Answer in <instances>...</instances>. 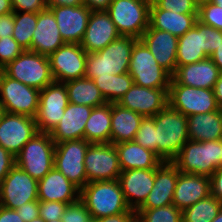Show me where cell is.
I'll return each instance as SVG.
<instances>
[{"mask_svg": "<svg viewBox=\"0 0 222 222\" xmlns=\"http://www.w3.org/2000/svg\"><path fill=\"white\" fill-rule=\"evenodd\" d=\"M157 155L171 162L189 140L187 116L167 104L154 116Z\"/></svg>", "mask_w": 222, "mask_h": 222, "instance_id": "obj_1", "label": "cell"}, {"mask_svg": "<svg viewBox=\"0 0 222 222\" xmlns=\"http://www.w3.org/2000/svg\"><path fill=\"white\" fill-rule=\"evenodd\" d=\"M138 40L130 36H120L102 50L88 53L84 77L93 80L97 76L127 73L132 49Z\"/></svg>", "mask_w": 222, "mask_h": 222, "instance_id": "obj_2", "label": "cell"}, {"mask_svg": "<svg viewBox=\"0 0 222 222\" xmlns=\"http://www.w3.org/2000/svg\"><path fill=\"white\" fill-rule=\"evenodd\" d=\"M80 200L91 213L92 219L127 212V205L119 180L87 183L80 190Z\"/></svg>", "mask_w": 222, "mask_h": 222, "instance_id": "obj_3", "label": "cell"}, {"mask_svg": "<svg viewBox=\"0 0 222 222\" xmlns=\"http://www.w3.org/2000/svg\"><path fill=\"white\" fill-rule=\"evenodd\" d=\"M220 140H188L171 161L182 173L210 177L219 167Z\"/></svg>", "mask_w": 222, "mask_h": 222, "instance_id": "obj_4", "label": "cell"}, {"mask_svg": "<svg viewBox=\"0 0 222 222\" xmlns=\"http://www.w3.org/2000/svg\"><path fill=\"white\" fill-rule=\"evenodd\" d=\"M55 147L50 133L38 132L15 157L16 165L39 181L54 167Z\"/></svg>", "mask_w": 222, "mask_h": 222, "instance_id": "obj_5", "label": "cell"}, {"mask_svg": "<svg viewBox=\"0 0 222 222\" xmlns=\"http://www.w3.org/2000/svg\"><path fill=\"white\" fill-rule=\"evenodd\" d=\"M1 71L10 78L39 90L54 82L48 56L31 50H24Z\"/></svg>", "mask_w": 222, "mask_h": 222, "instance_id": "obj_6", "label": "cell"}, {"mask_svg": "<svg viewBox=\"0 0 222 222\" xmlns=\"http://www.w3.org/2000/svg\"><path fill=\"white\" fill-rule=\"evenodd\" d=\"M151 0H113L106 10L121 36L140 39L149 27Z\"/></svg>", "mask_w": 222, "mask_h": 222, "instance_id": "obj_7", "label": "cell"}, {"mask_svg": "<svg viewBox=\"0 0 222 222\" xmlns=\"http://www.w3.org/2000/svg\"><path fill=\"white\" fill-rule=\"evenodd\" d=\"M128 73L134 84L146 88H169L172 78L140 39L132 49Z\"/></svg>", "mask_w": 222, "mask_h": 222, "instance_id": "obj_8", "label": "cell"}, {"mask_svg": "<svg viewBox=\"0 0 222 222\" xmlns=\"http://www.w3.org/2000/svg\"><path fill=\"white\" fill-rule=\"evenodd\" d=\"M168 104L185 116L219 110L213 89L179 84L173 77L168 91Z\"/></svg>", "mask_w": 222, "mask_h": 222, "instance_id": "obj_9", "label": "cell"}, {"mask_svg": "<svg viewBox=\"0 0 222 222\" xmlns=\"http://www.w3.org/2000/svg\"><path fill=\"white\" fill-rule=\"evenodd\" d=\"M40 90L14 80L0 70V103L6 112L35 118Z\"/></svg>", "mask_w": 222, "mask_h": 222, "instance_id": "obj_10", "label": "cell"}, {"mask_svg": "<svg viewBox=\"0 0 222 222\" xmlns=\"http://www.w3.org/2000/svg\"><path fill=\"white\" fill-rule=\"evenodd\" d=\"M90 144L76 139L56 143L55 147L54 167L80 190L87 184L84 158Z\"/></svg>", "mask_w": 222, "mask_h": 222, "instance_id": "obj_11", "label": "cell"}, {"mask_svg": "<svg viewBox=\"0 0 222 222\" xmlns=\"http://www.w3.org/2000/svg\"><path fill=\"white\" fill-rule=\"evenodd\" d=\"M87 183L117 180L122 172L115 144L91 143L84 158Z\"/></svg>", "mask_w": 222, "mask_h": 222, "instance_id": "obj_12", "label": "cell"}, {"mask_svg": "<svg viewBox=\"0 0 222 222\" xmlns=\"http://www.w3.org/2000/svg\"><path fill=\"white\" fill-rule=\"evenodd\" d=\"M68 104L69 99L64 83L54 81L40 90L35 117L38 131L51 133L63 117Z\"/></svg>", "mask_w": 222, "mask_h": 222, "instance_id": "obj_13", "label": "cell"}, {"mask_svg": "<svg viewBox=\"0 0 222 222\" xmlns=\"http://www.w3.org/2000/svg\"><path fill=\"white\" fill-rule=\"evenodd\" d=\"M37 187L38 181L15 165L0 183V205L16 210L38 200Z\"/></svg>", "mask_w": 222, "mask_h": 222, "instance_id": "obj_14", "label": "cell"}, {"mask_svg": "<svg viewBox=\"0 0 222 222\" xmlns=\"http://www.w3.org/2000/svg\"><path fill=\"white\" fill-rule=\"evenodd\" d=\"M87 52L78 43H65L48 58L55 82L65 83L83 78L86 71Z\"/></svg>", "mask_w": 222, "mask_h": 222, "instance_id": "obj_15", "label": "cell"}, {"mask_svg": "<svg viewBox=\"0 0 222 222\" xmlns=\"http://www.w3.org/2000/svg\"><path fill=\"white\" fill-rule=\"evenodd\" d=\"M38 132L35 118L6 112L0 122V146L16 157Z\"/></svg>", "mask_w": 222, "mask_h": 222, "instance_id": "obj_16", "label": "cell"}, {"mask_svg": "<svg viewBox=\"0 0 222 222\" xmlns=\"http://www.w3.org/2000/svg\"><path fill=\"white\" fill-rule=\"evenodd\" d=\"M169 88H146L133 84L117 104L144 117L155 116L168 104Z\"/></svg>", "mask_w": 222, "mask_h": 222, "instance_id": "obj_17", "label": "cell"}, {"mask_svg": "<svg viewBox=\"0 0 222 222\" xmlns=\"http://www.w3.org/2000/svg\"><path fill=\"white\" fill-rule=\"evenodd\" d=\"M47 8L55 16L60 35L64 42L80 44L88 25L91 10L85 5Z\"/></svg>", "mask_w": 222, "mask_h": 222, "instance_id": "obj_18", "label": "cell"}, {"mask_svg": "<svg viewBox=\"0 0 222 222\" xmlns=\"http://www.w3.org/2000/svg\"><path fill=\"white\" fill-rule=\"evenodd\" d=\"M125 201L130 209L137 211L147 199L155 180V169L124 170L119 175Z\"/></svg>", "mask_w": 222, "mask_h": 222, "instance_id": "obj_19", "label": "cell"}, {"mask_svg": "<svg viewBox=\"0 0 222 222\" xmlns=\"http://www.w3.org/2000/svg\"><path fill=\"white\" fill-rule=\"evenodd\" d=\"M120 36L107 11H91L80 45L87 53H95Z\"/></svg>", "mask_w": 222, "mask_h": 222, "instance_id": "obj_20", "label": "cell"}, {"mask_svg": "<svg viewBox=\"0 0 222 222\" xmlns=\"http://www.w3.org/2000/svg\"><path fill=\"white\" fill-rule=\"evenodd\" d=\"M140 40L148 47L158 64L173 76L177 69L178 37L163 30L148 27Z\"/></svg>", "mask_w": 222, "mask_h": 222, "instance_id": "obj_21", "label": "cell"}, {"mask_svg": "<svg viewBox=\"0 0 222 222\" xmlns=\"http://www.w3.org/2000/svg\"><path fill=\"white\" fill-rule=\"evenodd\" d=\"M179 172L172 162H162L155 169L153 188L139 209H153L173 204V194Z\"/></svg>", "mask_w": 222, "mask_h": 222, "instance_id": "obj_22", "label": "cell"}, {"mask_svg": "<svg viewBox=\"0 0 222 222\" xmlns=\"http://www.w3.org/2000/svg\"><path fill=\"white\" fill-rule=\"evenodd\" d=\"M38 200L72 204L80 199V189L53 167L38 181Z\"/></svg>", "mask_w": 222, "mask_h": 222, "instance_id": "obj_23", "label": "cell"}, {"mask_svg": "<svg viewBox=\"0 0 222 222\" xmlns=\"http://www.w3.org/2000/svg\"><path fill=\"white\" fill-rule=\"evenodd\" d=\"M64 44L52 11L46 8L37 13V24L32 36L31 51L49 57Z\"/></svg>", "mask_w": 222, "mask_h": 222, "instance_id": "obj_24", "label": "cell"}, {"mask_svg": "<svg viewBox=\"0 0 222 222\" xmlns=\"http://www.w3.org/2000/svg\"><path fill=\"white\" fill-rule=\"evenodd\" d=\"M211 195L210 177L179 172L173 204L181 211Z\"/></svg>", "mask_w": 222, "mask_h": 222, "instance_id": "obj_25", "label": "cell"}, {"mask_svg": "<svg viewBox=\"0 0 222 222\" xmlns=\"http://www.w3.org/2000/svg\"><path fill=\"white\" fill-rule=\"evenodd\" d=\"M93 107L70 103L64 115L50 133L54 143L84 139V129Z\"/></svg>", "mask_w": 222, "mask_h": 222, "instance_id": "obj_26", "label": "cell"}, {"mask_svg": "<svg viewBox=\"0 0 222 222\" xmlns=\"http://www.w3.org/2000/svg\"><path fill=\"white\" fill-rule=\"evenodd\" d=\"M220 70L208 57L197 63L179 66L172 76L179 84L203 89H213Z\"/></svg>", "mask_w": 222, "mask_h": 222, "instance_id": "obj_27", "label": "cell"}, {"mask_svg": "<svg viewBox=\"0 0 222 222\" xmlns=\"http://www.w3.org/2000/svg\"><path fill=\"white\" fill-rule=\"evenodd\" d=\"M198 14H179L162 10L152 1L149 9V27L163 30L177 37L183 36L194 25Z\"/></svg>", "mask_w": 222, "mask_h": 222, "instance_id": "obj_28", "label": "cell"}, {"mask_svg": "<svg viewBox=\"0 0 222 222\" xmlns=\"http://www.w3.org/2000/svg\"><path fill=\"white\" fill-rule=\"evenodd\" d=\"M142 115L117 103H111L110 143L118 144L133 141L143 120Z\"/></svg>", "mask_w": 222, "mask_h": 222, "instance_id": "obj_29", "label": "cell"}, {"mask_svg": "<svg viewBox=\"0 0 222 222\" xmlns=\"http://www.w3.org/2000/svg\"><path fill=\"white\" fill-rule=\"evenodd\" d=\"M122 171L131 169H156L163 161L153 151L145 149L134 140L115 144Z\"/></svg>", "mask_w": 222, "mask_h": 222, "instance_id": "obj_30", "label": "cell"}, {"mask_svg": "<svg viewBox=\"0 0 222 222\" xmlns=\"http://www.w3.org/2000/svg\"><path fill=\"white\" fill-rule=\"evenodd\" d=\"M189 140L202 142L222 138V109L187 116Z\"/></svg>", "mask_w": 222, "mask_h": 222, "instance_id": "obj_31", "label": "cell"}, {"mask_svg": "<svg viewBox=\"0 0 222 222\" xmlns=\"http://www.w3.org/2000/svg\"><path fill=\"white\" fill-rule=\"evenodd\" d=\"M208 56L203 51L202 23L196 21L195 25L183 36L178 37L176 54L177 68L179 66L197 63Z\"/></svg>", "mask_w": 222, "mask_h": 222, "instance_id": "obj_32", "label": "cell"}, {"mask_svg": "<svg viewBox=\"0 0 222 222\" xmlns=\"http://www.w3.org/2000/svg\"><path fill=\"white\" fill-rule=\"evenodd\" d=\"M111 136V103L93 107L88 118L84 139L90 143H110Z\"/></svg>", "mask_w": 222, "mask_h": 222, "instance_id": "obj_33", "label": "cell"}, {"mask_svg": "<svg viewBox=\"0 0 222 222\" xmlns=\"http://www.w3.org/2000/svg\"><path fill=\"white\" fill-rule=\"evenodd\" d=\"M70 103L99 107L107 103L92 79L79 78L64 83Z\"/></svg>", "mask_w": 222, "mask_h": 222, "instance_id": "obj_34", "label": "cell"}, {"mask_svg": "<svg viewBox=\"0 0 222 222\" xmlns=\"http://www.w3.org/2000/svg\"><path fill=\"white\" fill-rule=\"evenodd\" d=\"M107 103H118L123 95L134 84L133 78L127 73L109 76H97L93 79Z\"/></svg>", "mask_w": 222, "mask_h": 222, "instance_id": "obj_35", "label": "cell"}, {"mask_svg": "<svg viewBox=\"0 0 222 222\" xmlns=\"http://www.w3.org/2000/svg\"><path fill=\"white\" fill-rule=\"evenodd\" d=\"M222 201L209 195L182 211V222H211L221 211Z\"/></svg>", "mask_w": 222, "mask_h": 222, "instance_id": "obj_36", "label": "cell"}, {"mask_svg": "<svg viewBox=\"0 0 222 222\" xmlns=\"http://www.w3.org/2000/svg\"><path fill=\"white\" fill-rule=\"evenodd\" d=\"M37 24V13L14 12L13 38L24 50H31L33 32Z\"/></svg>", "mask_w": 222, "mask_h": 222, "instance_id": "obj_37", "label": "cell"}, {"mask_svg": "<svg viewBox=\"0 0 222 222\" xmlns=\"http://www.w3.org/2000/svg\"><path fill=\"white\" fill-rule=\"evenodd\" d=\"M136 214L144 222H182V211L174 204L153 209H138Z\"/></svg>", "mask_w": 222, "mask_h": 222, "instance_id": "obj_38", "label": "cell"}, {"mask_svg": "<svg viewBox=\"0 0 222 222\" xmlns=\"http://www.w3.org/2000/svg\"><path fill=\"white\" fill-rule=\"evenodd\" d=\"M198 21L222 31V8L207 0H202L198 4Z\"/></svg>", "mask_w": 222, "mask_h": 222, "instance_id": "obj_39", "label": "cell"}, {"mask_svg": "<svg viewBox=\"0 0 222 222\" xmlns=\"http://www.w3.org/2000/svg\"><path fill=\"white\" fill-rule=\"evenodd\" d=\"M134 141L157 154L154 116L143 117L141 125L135 134Z\"/></svg>", "mask_w": 222, "mask_h": 222, "instance_id": "obj_40", "label": "cell"}, {"mask_svg": "<svg viewBox=\"0 0 222 222\" xmlns=\"http://www.w3.org/2000/svg\"><path fill=\"white\" fill-rule=\"evenodd\" d=\"M158 8L179 14H198L197 0H151Z\"/></svg>", "mask_w": 222, "mask_h": 222, "instance_id": "obj_41", "label": "cell"}, {"mask_svg": "<svg viewBox=\"0 0 222 222\" xmlns=\"http://www.w3.org/2000/svg\"><path fill=\"white\" fill-rule=\"evenodd\" d=\"M23 51L24 48L13 37L0 38V70L15 60Z\"/></svg>", "mask_w": 222, "mask_h": 222, "instance_id": "obj_42", "label": "cell"}, {"mask_svg": "<svg viewBox=\"0 0 222 222\" xmlns=\"http://www.w3.org/2000/svg\"><path fill=\"white\" fill-rule=\"evenodd\" d=\"M91 220V213L80 199L68 204L61 218L62 222H90Z\"/></svg>", "mask_w": 222, "mask_h": 222, "instance_id": "obj_43", "label": "cell"}, {"mask_svg": "<svg viewBox=\"0 0 222 222\" xmlns=\"http://www.w3.org/2000/svg\"><path fill=\"white\" fill-rule=\"evenodd\" d=\"M67 203L56 201H41L39 200V214L46 222L53 220H61Z\"/></svg>", "mask_w": 222, "mask_h": 222, "instance_id": "obj_44", "label": "cell"}, {"mask_svg": "<svg viewBox=\"0 0 222 222\" xmlns=\"http://www.w3.org/2000/svg\"><path fill=\"white\" fill-rule=\"evenodd\" d=\"M203 51L209 57L222 42V31L202 23Z\"/></svg>", "mask_w": 222, "mask_h": 222, "instance_id": "obj_45", "label": "cell"}, {"mask_svg": "<svg viewBox=\"0 0 222 222\" xmlns=\"http://www.w3.org/2000/svg\"><path fill=\"white\" fill-rule=\"evenodd\" d=\"M14 12L39 13L47 8L46 0H11Z\"/></svg>", "mask_w": 222, "mask_h": 222, "instance_id": "obj_46", "label": "cell"}, {"mask_svg": "<svg viewBox=\"0 0 222 222\" xmlns=\"http://www.w3.org/2000/svg\"><path fill=\"white\" fill-rule=\"evenodd\" d=\"M18 216L23 219L24 222H30L33 219L40 216L39 214V200L30 201L26 204H22L16 209Z\"/></svg>", "mask_w": 222, "mask_h": 222, "instance_id": "obj_47", "label": "cell"}, {"mask_svg": "<svg viewBox=\"0 0 222 222\" xmlns=\"http://www.w3.org/2000/svg\"><path fill=\"white\" fill-rule=\"evenodd\" d=\"M15 165V157L0 146V183Z\"/></svg>", "mask_w": 222, "mask_h": 222, "instance_id": "obj_48", "label": "cell"}, {"mask_svg": "<svg viewBox=\"0 0 222 222\" xmlns=\"http://www.w3.org/2000/svg\"><path fill=\"white\" fill-rule=\"evenodd\" d=\"M14 29V12L0 16V38L12 37Z\"/></svg>", "mask_w": 222, "mask_h": 222, "instance_id": "obj_49", "label": "cell"}, {"mask_svg": "<svg viewBox=\"0 0 222 222\" xmlns=\"http://www.w3.org/2000/svg\"><path fill=\"white\" fill-rule=\"evenodd\" d=\"M211 195L222 201V168H218L210 176Z\"/></svg>", "mask_w": 222, "mask_h": 222, "instance_id": "obj_50", "label": "cell"}, {"mask_svg": "<svg viewBox=\"0 0 222 222\" xmlns=\"http://www.w3.org/2000/svg\"><path fill=\"white\" fill-rule=\"evenodd\" d=\"M136 214L135 210L129 209L127 212L114 214L107 217L96 219L97 222H129L130 219Z\"/></svg>", "mask_w": 222, "mask_h": 222, "instance_id": "obj_51", "label": "cell"}, {"mask_svg": "<svg viewBox=\"0 0 222 222\" xmlns=\"http://www.w3.org/2000/svg\"><path fill=\"white\" fill-rule=\"evenodd\" d=\"M0 222H24L18 216V213L14 209H8L0 205Z\"/></svg>", "mask_w": 222, "mask_h": 222, "instance_id": "obj_52", "label": "cell"}, {"mask_svg": "<svg viewBox=\"0 0 222 222\" xmlns=\"http://www.w3.org/2000/svg\"><path fill=\"white\" fill-rule=\"evenodd\" d=\"M113 0H83V5L91 11H106Z\"/></svg>", "mask_w": 222, "mask_h": 222, "instance_id": "obj_53", "label": "cell"}, {"mask_svg": "<svg viewBox=\"0 0 222 222\" xmlns=\"http://www.w3.org/2000/svg\"><path fill=\"white\" fill-rule=\"evenodd\" d=\"M47 7H58V6H81L83 0H46Z\"/></svg>", "mask_w": 222, "mask_h": 222, "instance_id": "obj_54", "label": "cell"}, {"mask_svg": "<svg viewBox=\"0 0 222 222\" xmlns=\"http://www.w3.org/2000/svg\"><path fill=\"white\" fill-rule=\"evenodd\" d=\"M213 91L217 101V105L220 109H222V72L220 73L218 80L215 82Z\"/></svg>", "mask_w": 222, "mask_h": 222, "instance_id": "obj_55", "label": "cell"}, {"mask_svg": "<svg viewBox=\"0 0 222 222\" xmlns=\"http://www.w3.org/2000/svg\"><path fill=\"white\" fill-rule=\"evenodd\" d=\"M209 58L217 65L220 72H222V42Z\"/></svg>", "mask_w": 222, "mask_h": 222, "instance_id": "obj_56", "label": "cell"}, {"mask_svg": "<svg viewBox=\"0 0 222 222\" xmlns=\"http://www.w3.org/2000/svg\"><path fill=\"white\" fill-rule=\"evenodd\" d=\"M12 1L11 0H0V16L8 13H12Z\"/></svg>", "mask_w": 222, "mask_h": 222, "instance_id": "obj_57", "label": "cell"}, {"mask_svg": "<svg viewBox=\"0 0 222 222\" xmlns=\"http://www.w3.org/2000/svg\"><path fill=\"white\" fill-rule=\"evenodd\" d=\"M129 222H144V221L139 217L138 214H135V215L130 219Z\"/></svg>", "mask_w": 222, "mask_h": 222, "instance_id": "obj_58", "label": "cell"}, {"mask_svg": "<svg viewBox=\"0 0 222 222\" xmlns=\"http://www.w3.org/2000/svg\"><path fill=\"white\" fill-rule=\"evenodd\" d=\"M211 222H222V209Z\"/></svg>", "mask_w": 222, "mask_h": 222, "instance_id": "obj_59", "label": "cell"}, {"mask_svg": "<svg viewBox=\"0 0 222 222\" xmlns=\"http://www.w3.org/2000/svg\"><path fill=\"white\" fill-rule=\"evenodd\" d=\"M5 113H6V110H5L4 106L0 103V122L3 118V116L5 115Z\"/></svg>", "mask_w": 222, "mask_h": 222, "instance_id": "obj_60", "label": "cell"}, {"mask_svg": "<svg viewBox=\"0 0 222 222\" xmlns=\"http://www.w3.org/2000/svg\"><path fill=\"white\" fill-rule=\"evenodd\" d=\"M218 168H222V138L220 139V160Z\"/></svg>", "mask_w": 222, "mask_h": 222, "instance_id": "obj_61", "label": "cell"}, {"mask_svg": "<svg viewBox=\"0 0 222 222\" xmlns=\"http://www.w3.org/2000/svg\"><path fill=\"white\" fill-rule=\"evenodd\" d=\"M210 3L219 5L222 8V0H207Z\"/></svg>", "mask_w": 222, "mask_h": 222, "instance_id": "obj_62", "label": "cell"}, {"mask_svg": "<svg viewBox=\"0 0 222 222\" xmlns=\"http://www.w3.org/2000/svg\"><path fill=\"white\" fill-rule=\"evenodd\" d=\"M30 222H46V221H45L43 218H41V217L39 216V217L33 219V220L30 221Z\"/></svg>", "mask_w": 222, "mask_h": 222, "instance_id": "obj_63", "label": "cell"}, {"mask_svg": "<svg viewBox=\"0 0 222 222\" xmlns=\"http://www.w3.org/2000/svg\"><path fill=\"white\" fill-rule=\"evenodd\" d=\"M49 222H62L61 220H53V221H49Z\"/></svg>", "mask_w": 222, "mask_h": 222, "instance_id": "obj_64", "label": "cell"}, {"mask_svg": "<svg viewBox=\"0 0 222 222\" xmlns=\"http://www.w3.org/2000/svg\"><path fill=\"white\" fill-rule=\"evenodd\" d=\"M90 222H97V220L96 219H92Z\"/></svg>", "mask_w": 222, "mask_h": 222, "instance_id": "obj_65", "label": "cell"}]
</instances>
